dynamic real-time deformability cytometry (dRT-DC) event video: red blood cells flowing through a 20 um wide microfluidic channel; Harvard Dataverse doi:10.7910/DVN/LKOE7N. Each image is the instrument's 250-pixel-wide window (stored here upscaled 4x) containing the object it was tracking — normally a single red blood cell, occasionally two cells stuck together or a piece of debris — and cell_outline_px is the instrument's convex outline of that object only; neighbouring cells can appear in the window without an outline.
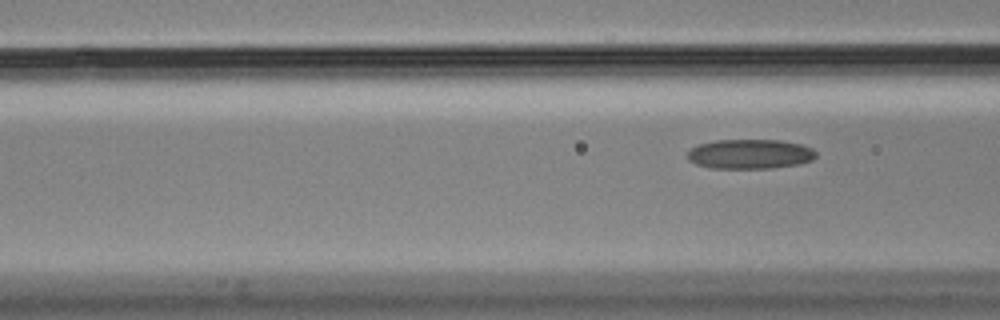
{"species": "Egyptian fruit bat (a non-hibernating species)", "species_latin": "Rousettus aegyptiacus", "temperature_condition": "cold", "stored_images_in_passage": 6, "camera_frame_rate_fps": 3000, "um_per_image_px": 0.085, "animal": {"sex": "male"}, "frame": {"image": 1, "passage_image": 6, "time_ms": 1.667, "image_size_px": [1000, 320], "cell_outline_px": [[816, 156], [812, 160], [800, 164], [772, 168], [712, 168], [696, 164], [688, 160], [688, 152], [692, 148], [700, 144], [716, 140], [780, 140], [800, 144], [812, 148], [816, 152]], "centroid_in_image_um": [63.77, 13.09], "position_along_channel_um": 102.8, "area_um2": 22.14}}